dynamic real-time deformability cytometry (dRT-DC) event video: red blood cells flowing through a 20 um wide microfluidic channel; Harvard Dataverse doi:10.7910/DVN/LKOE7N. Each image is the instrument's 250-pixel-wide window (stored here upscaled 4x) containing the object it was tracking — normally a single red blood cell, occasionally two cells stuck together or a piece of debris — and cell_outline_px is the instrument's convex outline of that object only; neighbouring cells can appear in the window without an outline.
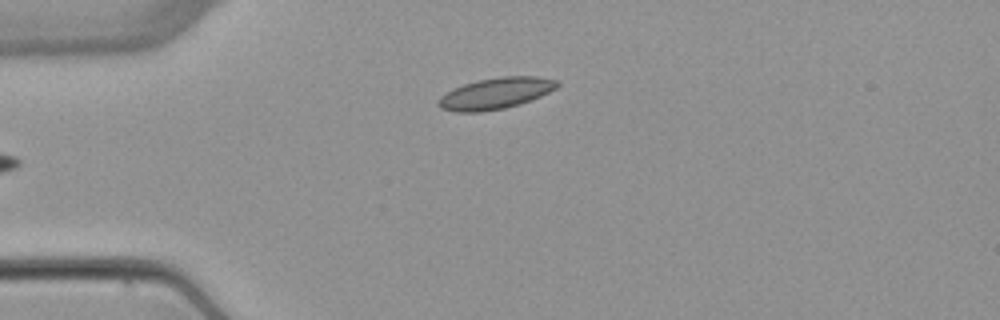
{"species": "common noctule bat (a hibernating species)", "species_latin": "Nyctalus noctula", "temperature_condition": "warm", "stored_images_in_passage": 1, "camera_frame_rate_fps": 3000, "um_per_image_px": 0.085, "animal": {"sex": "female", "body_mass_g": 22.7, "forearm_length_mm": 54.2}, "frame": {"image": 1, "passage_image": 1, "time_ms": 0.0, "image_size_px": [1000, 320], "cell_outline_px": [[560, 84], [556, 88], [540, 96], [520, 104], [504, 108], [480, 112], [456, 112], [440, 108], [436, 104], [436, 100], [440, 96], [452, 88], [464, 84], [480, 80], [500, 76], [536, 76], [556, 80]], "centroid_in_image_um": [42.08, 7.94], "position_along_channel_um": 42.9, "area_um2": 21.68}}